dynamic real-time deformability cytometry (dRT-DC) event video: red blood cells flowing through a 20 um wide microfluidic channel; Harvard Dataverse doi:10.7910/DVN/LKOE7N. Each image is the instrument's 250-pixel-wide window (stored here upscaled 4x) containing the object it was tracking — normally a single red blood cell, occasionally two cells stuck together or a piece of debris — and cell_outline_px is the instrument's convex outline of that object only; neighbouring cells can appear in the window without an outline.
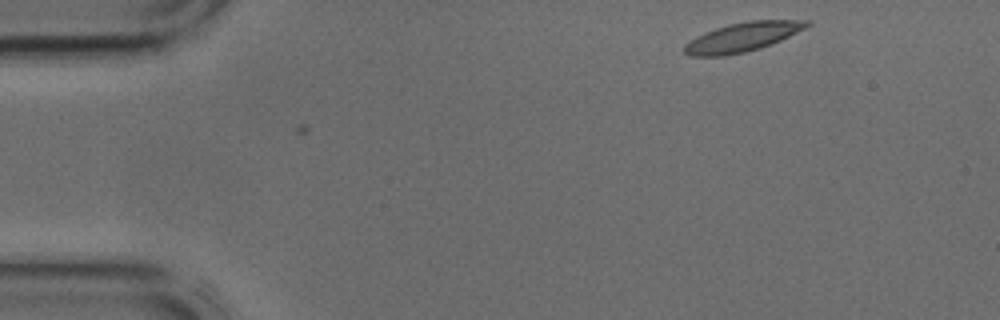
{"species": "common noctule bat (a hibernating species)", "species_latin": "Nyctalus noctula", "temperature_condition": "cold", "stored_images_in_passage": 2, "camera_frame_rate_fps": 3000, "um_per_image_px": 0.085, "animal": {"sex": "male", "body_mass_g": 17.9, "forearm_length_mm": 54.2}, "frame": {"image": 1, "passage_image": 2, "time_ms": 0.333, "image_size_px": [1000, 320], "cell_outline_px": [[812, 24], [780, 40], [760, 48], [744, 52], [724, 56], [692, 56], [684, 52], [684, 44], [696, 36], [704, 32], [728, 24], [748, 20], [812, 20]], "centroid_in_image_um": [63.09, 3.14], "position_along_channel_um": 21.9, "area_um2": 20.69}}